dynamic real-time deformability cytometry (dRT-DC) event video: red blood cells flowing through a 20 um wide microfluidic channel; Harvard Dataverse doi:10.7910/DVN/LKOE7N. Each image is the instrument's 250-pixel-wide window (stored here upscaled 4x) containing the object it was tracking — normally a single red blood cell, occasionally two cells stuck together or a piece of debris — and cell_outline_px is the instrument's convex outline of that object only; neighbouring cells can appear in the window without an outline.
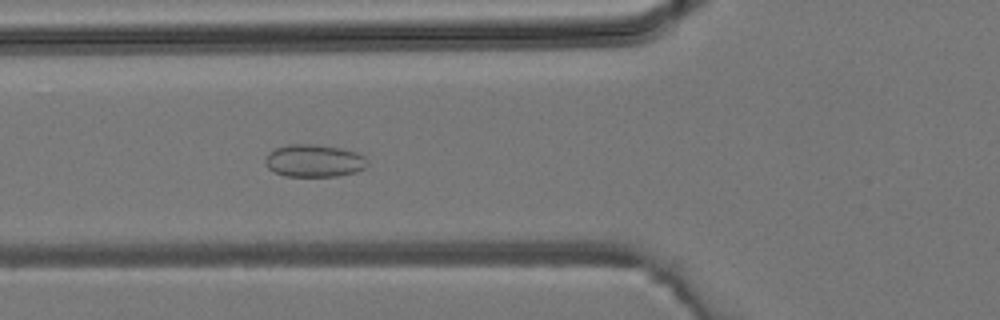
{"species": "common noctule bat (a hibernating species)", "species_latin": "Nyctalus noctula", "temperature_condition": "room temperature", "stored_images_in_passage": 35, "camera_frame_rate_fps": 3000, "um_per_image_px": 0.085, "animal": {"sex": "male", "body_mass_g": 19.2, "forearm_length_mm": 51.8}, "frame": {"image": 1, "passage_image": 8, "time_ms": 2.333, "image_size_px": [1000, 320], "cell_outline_px": [[368, 164], [364, 168], [356, 172], [336, 176], [284, 176], [268, 168], [268, 152], [276, 148], [288, 144], [312, 144], [340, 148], [356, 152], [364, 156], [368, 160]], "centroid_in_image_um": [26.74, 13.66], "position_along_channel_um": 99.1, "area_um2": 19.13}}
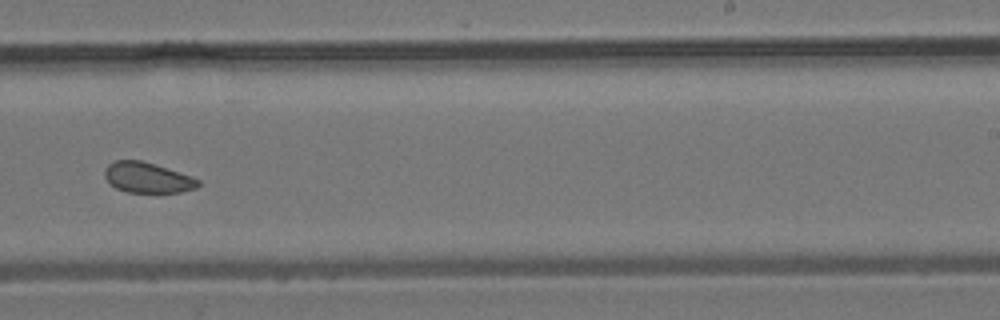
{"frame": {"image": 2, "passage_image": 19, "time_ms": 6.0, "image_size_px": [1000, 320], "cell_outline_px": [[200, 184], [196, 188], [180, 192], [128, 192], [116, 188], [104, 176], [104, 168], [108, 164], [116, 160], [140, 160], [200, 180]], "centroid_in_image_um": [12.48, 15.1], "position_along_channel_um": 276.5, "area_um2": 16.13}}
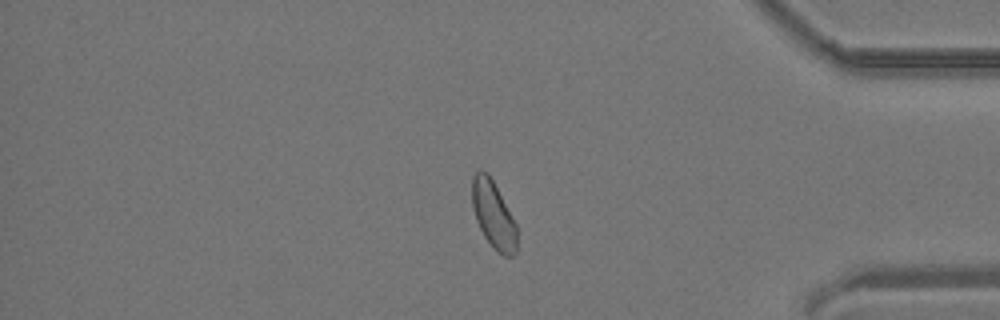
{"frame": {"image": 3, "passage_image": 28, "time_ms": 9.0, "image_size_px": [1000, 320], "cell_outline_px": [[516, 252], [512, 256], [504, 256], [484, 236], [476, 220], [472, 208], [472, 176], [480, 168], [488, 172], [512, 216], [516, 224]], "centroid_in_image_um": [41.91, 18.19], "position_along_channel_um": 393.3, "area_um2": 17.28}}